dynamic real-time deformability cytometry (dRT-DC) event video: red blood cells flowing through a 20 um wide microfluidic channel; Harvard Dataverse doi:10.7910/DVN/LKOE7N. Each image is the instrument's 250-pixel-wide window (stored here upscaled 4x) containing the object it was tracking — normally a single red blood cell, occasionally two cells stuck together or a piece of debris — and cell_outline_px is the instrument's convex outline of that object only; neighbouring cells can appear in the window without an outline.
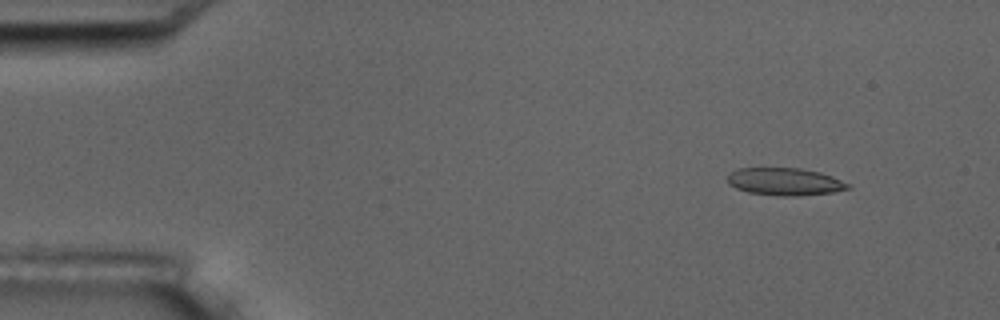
{"species": "common noctule bat (a hibernating species)", "species_latin": "Nyctalus noctula", "temperature_condition": "room temperature", "stored_images_in_passage": 5, "camera_frame_rate_fps": 3000, "um_per_image_px": 0.085, "animal": {"sex": "male", "body_mass_g": 17.5, "forearm_length_mm": 52.3}, "frame": {"image": 1, "passage_image": 2, "time_ms": 1.0, "image_size_px": [1000, 320], "cell_outline_px": [[852, 188], [832, 192], [800, 196], [784, 196], [748, 192], [736, 188], [728, 184], [728, 172], [736, 168], [800, 168], [820, 172], [832, 176], [852, 184]], "centroid_in_image_um": [66.73, 15.43], "position_along_channel_um": 18.3, "area_um2": 19.48}}